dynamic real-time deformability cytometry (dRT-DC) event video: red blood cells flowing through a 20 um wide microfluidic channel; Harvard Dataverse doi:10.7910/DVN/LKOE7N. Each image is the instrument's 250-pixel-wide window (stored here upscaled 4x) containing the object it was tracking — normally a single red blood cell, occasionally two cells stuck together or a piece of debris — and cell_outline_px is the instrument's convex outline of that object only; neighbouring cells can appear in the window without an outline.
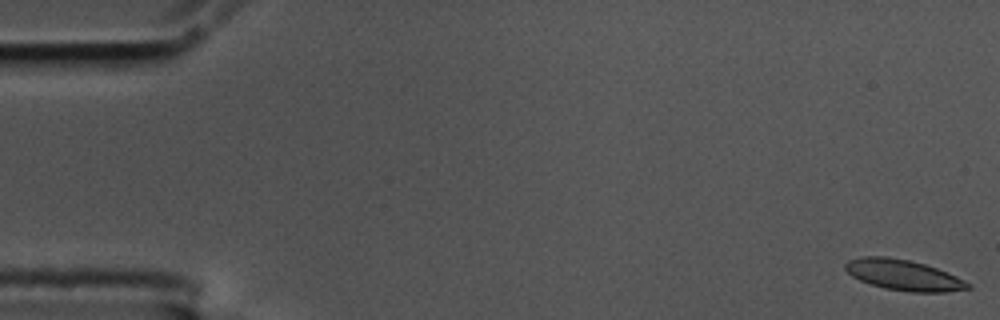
{"species": "common noctule bat (a hibernating species)", "species_latin": "Nyctalus noctula", "temperature_condition": "cold", "stored_images_in_passage": 58, "camera_frame_rate_fps": 3000, "um_per_image_px": 0.085, "animal": {"sex": "male", "body_mass_g": 17.5, "forearm_length_mm": 52.3}, "frame": {"image": 1, "passage_image": 1, "time_ms": 0.0, "image_size_px": [1000, 320], "cell_outline_px": [[972, 288], [948, 292], [912, 292], [884, 288], [860, 280], [852, 276], [844, 268], [844, 264], [848, 260], [860, 256], [888, 256], [908, 260], [924, 264], [948, 272], [972, 284]], "centroid_in_image_um": [76.81, 23.37], "position_along_channel_um": 8.2, "area_um2": 21.96}}
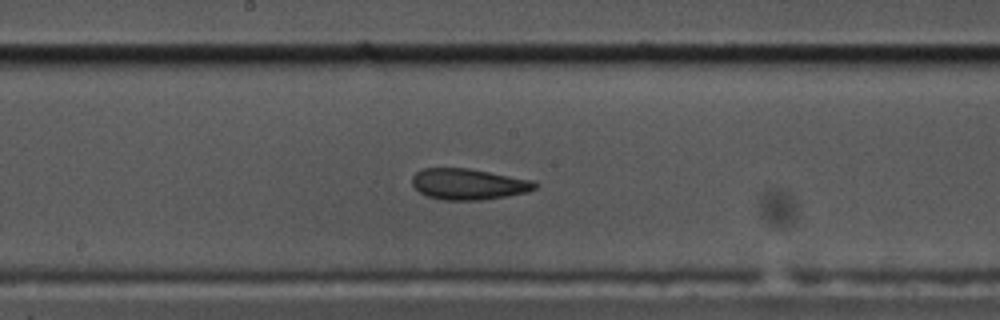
{"frame": {"image": 2, "passage_image": 30, "time_ms": 9.667, "image_size_px": [1000, 320], "cell_outline_px": [[540, 184], [536, 188], [528, 192], [480, 200], [444, 200], [428, 196], [420, 192], [412, 184], [412, 176], [416, 172], [424, 168], [468, 168], [536, 180]], "centroid_in_image_um": [39.87, 15.64], "position_along_channel_um": 208.3, "area_um2": 22.31}}
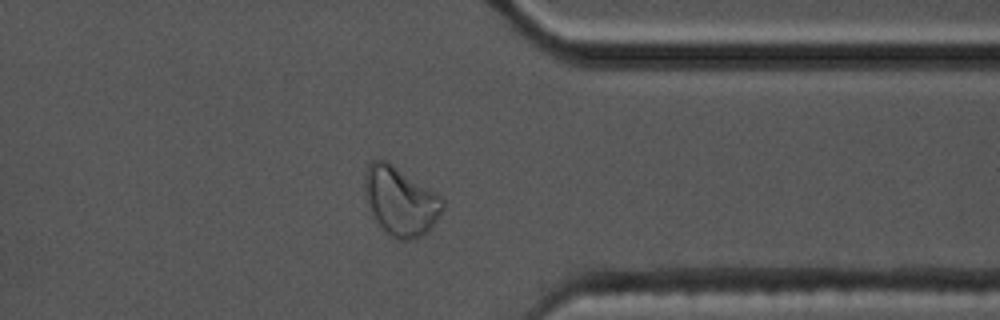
{"frame": {"image": 3, "passage_image": 45, "time_ms": 14.667, "image_size_px": [1000, 320], "cell_outline_px": [[444, 208], [432, 228], [424, 236], [412, 240], [396, 240], [376, 220], [368, 204], [364, 192], [364, 176], [368, 164], [372, 160], [388, 160], [436, 192], [444, 200]], "centroid_in_image_um": [34.06, 17.08], "position_along_channel_um": 377.3, "area_um2": 31.44}, "authors_computed_cell_mechanics": {"area_um2": 22.542, "velocity_mm_per_s": 3.4994, "shape_relaxation_time_tau1_ms": null, "shape_relaxation_time_tau2_ms": 1.8975, "deformation_change_tau1": null, "deformation_change_tau2": 0.0823}}